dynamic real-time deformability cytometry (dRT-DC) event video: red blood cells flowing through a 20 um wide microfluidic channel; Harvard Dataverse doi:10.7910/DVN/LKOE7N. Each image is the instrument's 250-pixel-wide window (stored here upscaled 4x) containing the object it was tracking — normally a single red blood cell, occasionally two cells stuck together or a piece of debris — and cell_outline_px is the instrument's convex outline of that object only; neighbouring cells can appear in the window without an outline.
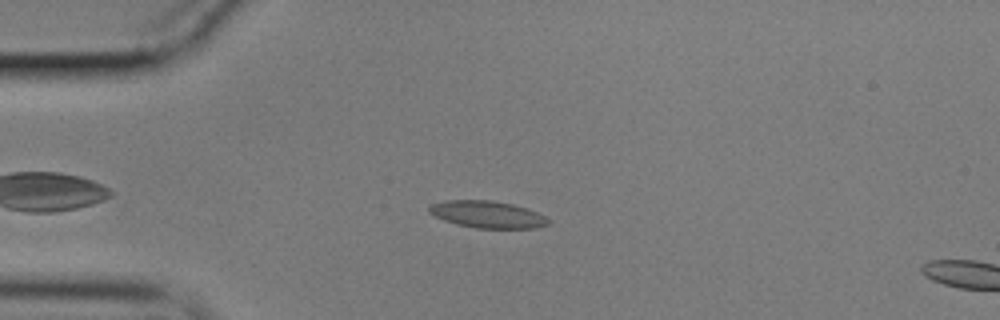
{"species": "common noctule bat (a hibernating species)", "species_latin": "Nyctalus noctula", "temperature_condition": "cold", "stored_images_in_passage": 13, "camera_frame_rate_fps": 3000, "um_per_image_px": 0.085, "animal": {"sex": "male", "body_mass_g": 17.9}, "frame": {"image": 1, "passage_image": 10, "time_ms": 3.0, "image_size_px": [1000, 320], "cell_outline_px": [[552, 220], [548, 224], [536, 228], [476, 228], [456, 224], [444, 220], [428, 212], [428, 208], [432, 204], [444, 200], [488, 200], [512, 204], [536, 212]], "centroid_in_image_um": [41.42, 18.23], "position_along_channel_um": 43.6, "area_um2": 18.61}}